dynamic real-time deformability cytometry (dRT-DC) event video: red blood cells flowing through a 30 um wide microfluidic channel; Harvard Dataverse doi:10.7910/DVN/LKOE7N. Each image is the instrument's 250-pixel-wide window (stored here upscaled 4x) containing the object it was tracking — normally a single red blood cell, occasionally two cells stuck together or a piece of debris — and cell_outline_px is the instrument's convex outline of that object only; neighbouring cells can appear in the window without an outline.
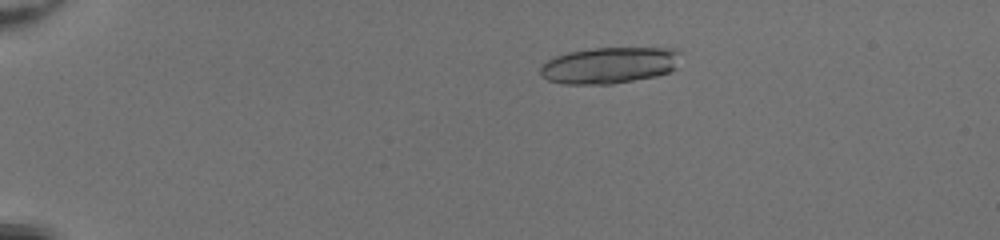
{"species": "common noctule bat (a hibernating species)", "species_latin": "Nyctalus noctula", "temperature_condition": "room temperature", "stored_images_in_passage": 40, "camera_frame_rate_fps": 3000, "um_per_image_px": 0.085, "animal": {"sex": "female", "body_mass_g": 20.0, "forearm_length_mm": 54.0}, "frame": {"image": 1, "passage_image": 12, "time_ms": 3.667, "image_size_px": [1000, 240], "cell_outline_px": [[680, 52], [676, 68], [668, 72], [656, 76], [612, 84], [564, 84], [548, 80], [540, 76], [540, 64], [556, 56], [568, 52], [596, 48], [680, 48]], "centroid_in_image_um": [51.79, 5.55], "position_along_channel_um": 33.2, "area_um2": 29.88}}
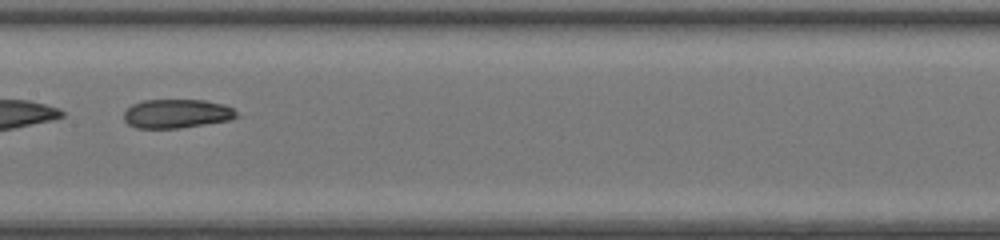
{"frame": {"image": 2, "passage_image": 30, "time_ms": 9.667, "image_size_px": [1000, 240], "cell_outline_px": [[240, 116], [232, 120], [180, 128], [136, 128], [128, 124], [124, 120], [124, 112], [132, 104], [144, 100], [204, 100], [224, 104], [232, 108]], "centroid_in_image_um": [15.05, 9.66], "position_along_channel_um": 192.4, "area_um2": 19.13}}
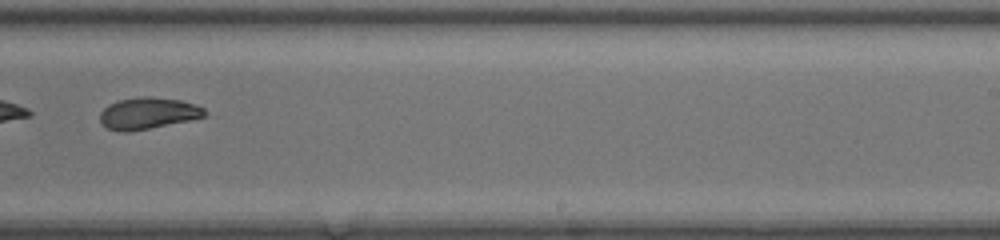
{"frame": {"image": 3, "passage_image": 36, "time_ms": 11.667, "image_size_px": [1000, 240], "cell_outline_px": [[208, 116], [192, 120], [128, 132], [120, 132], [108, 128], [100, 120], [100, 112], [108, 104], [116, 100], [144, 96], [148, 96], [180, 100], [196, 104], [204, 108]], "centroid_in_image_um": [12.6, 9.62], "position_along_channel_um": 276.4, "area_um2": 19.42}}